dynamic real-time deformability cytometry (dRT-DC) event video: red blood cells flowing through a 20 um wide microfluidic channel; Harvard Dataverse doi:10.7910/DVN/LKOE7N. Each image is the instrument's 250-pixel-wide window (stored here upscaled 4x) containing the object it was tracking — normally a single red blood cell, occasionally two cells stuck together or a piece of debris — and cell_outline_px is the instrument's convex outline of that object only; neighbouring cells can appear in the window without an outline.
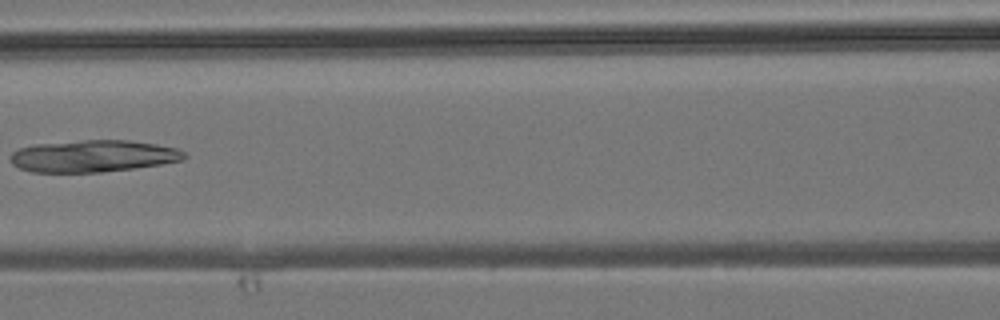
{"species": "common noctule bat (a hibernating species)", "species_latin": "Nyctalus noctula", "temperature_condition": "room temperature", "stored_images_in_passage": 5, "camera_frame_rate_fps": 3000, "um_per_image_px": 0.085, "animal": {"sex": "male", "body_mass_g": 19.2, "forearm_length_mm": 51.8}, "frame": {"image": 1, "passage_image": 5, "time_ms": 4.667, "image_size_px": [1000, 320], "cell_outline_px": [[188, 156], [184, 160], [160, 164], [132, 168], [100, 172], [32, 172], [20, 168], [12, 164], [12, 152], [20, 148], [36, 144], [84, 140], [128, 140], [156, 144], [176, 148], [184, 152]], "centroid_in_image_um": [7.94, 13.26], "position_along_channel_um": 158.7, "area_um2": 32.14}}